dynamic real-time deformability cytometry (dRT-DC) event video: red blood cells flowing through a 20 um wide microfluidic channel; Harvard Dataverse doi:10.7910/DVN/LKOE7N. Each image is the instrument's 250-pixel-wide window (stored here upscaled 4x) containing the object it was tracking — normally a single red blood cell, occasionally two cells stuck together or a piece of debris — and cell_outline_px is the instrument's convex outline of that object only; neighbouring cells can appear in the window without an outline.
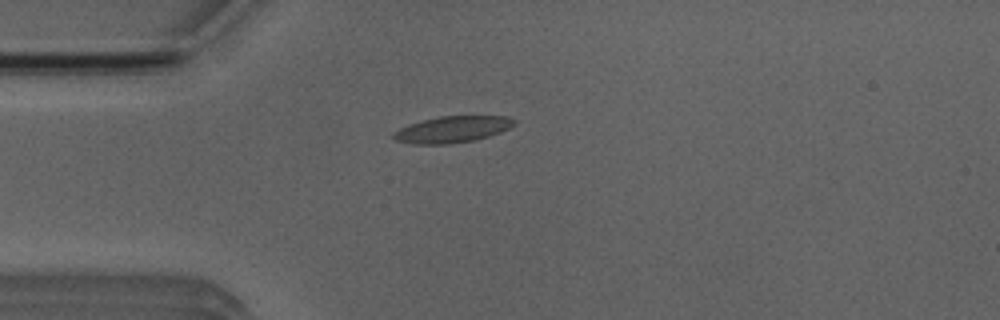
{"species": "Egyptian fruit bat (a non-hibernating species)", "species_latin": "Rousettus aegyptiacus", "temperature_condition": "room temperature", "stored_images_in_passage": 4, "camera_frame_rate_fps": 3000, "um_per_image_px": 0.085, "animal": {"sex": "male"}, "frame": {"image": 1, "passage_image": 4, "time_ms": 3.333, "image_size_px": [1000, 320], "cell_outline_px": [[516, 124], [500, 132], [476, 140], [448, 144], [416, 144], [396, 140], [392, 136], [392, 132], [408, 124], [440, 116], [508, 116], [516, 120]], "centroid_in_image_um": [38.46, 10.99], "position_along_channel_um": 46.5, "area_um2": 18.55}}